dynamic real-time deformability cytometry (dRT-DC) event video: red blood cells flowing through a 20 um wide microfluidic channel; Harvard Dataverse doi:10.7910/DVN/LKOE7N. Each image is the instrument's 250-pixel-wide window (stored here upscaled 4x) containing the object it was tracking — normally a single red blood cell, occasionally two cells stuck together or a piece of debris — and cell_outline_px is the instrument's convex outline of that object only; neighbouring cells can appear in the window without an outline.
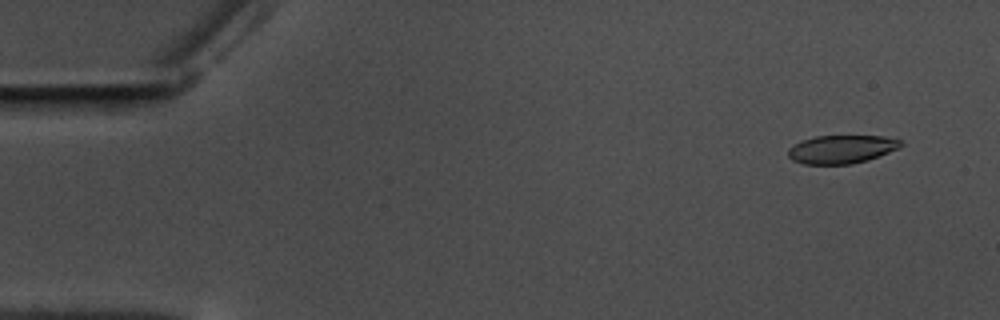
{"species": "common noctule bat (a hibernating species)", "species_latin": "Nyctalus noctula", "temperature_condition": "warm", "stored_images_in_passage": 58, "camera_frame_rate_fps": 3000, "um_per_image_px": 0.085, "animal": {"sex": "male", "body_mass_g": 17.5, "forearm_length_mm": 52.3}, "frame": {"image": 1, "passage_image": 4, "time_ms": 1.0, "image_size_px": [1000, 320], "cell_outline_px": [[904, 144], [900, 148], [868, 160], [852, 164], [804, 164], [792, 160], [788, 156], [788, 148], [804, 140], [816, 136], [884, 136], [900, 140]], "centroid_in_image_um": [71.56, 12.69], "position_along_channel_um": 13.4, "area_um2": 18.55}}
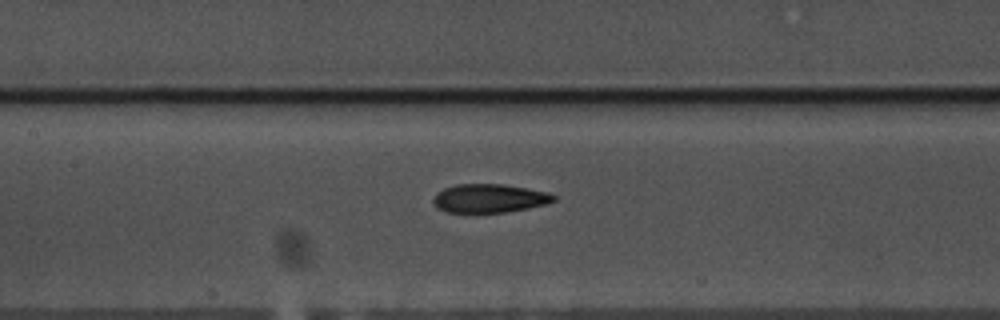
{"frame": {"image": 2, "passage_image": 27, "time_ms": 8.667, "image_size_px": [1000, 320], "cell_outline_px": [[556, 200], [544, 204], [528, 208], [504, 212], [468, 216], [448, 212], [436, 208], [432, 200], [436, 192], [444, 188], [456, 184], [504, 184], [548, 192], [556, 196]], "centroid_in_image_um": [41.51, 16.9], "position_along_channel_um": 165.9, "area_um2": 20.87}}
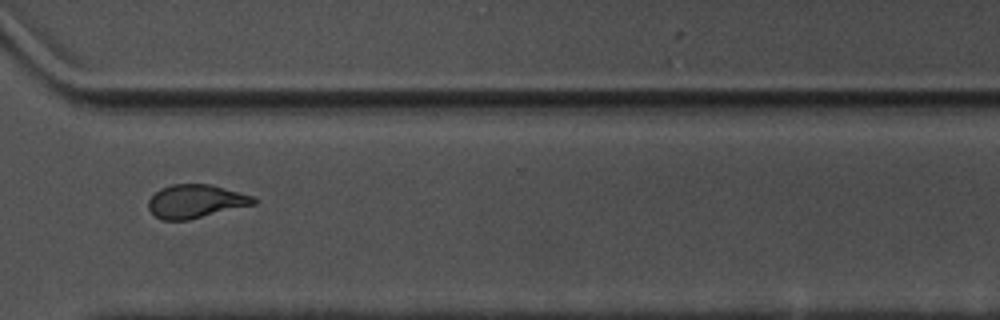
{"frame": {"image": 3, "passage_image": 43, "time_ms": 14.0, "image_size_px": [1000, 320], "cell_outline_px": [[256, 204], [188, 220], [160, 220], [148, 208], [148, 200], [160, 188], [172, 184], [212, 184], [252, 196], [256, 200]], "centroid_in_image_um": [16.62, 17.11], "position_along_channel_um": 354.0, "area_um2": 20.46}, "authors_computed_cell_mechanics": {"area_um2": 20.6346, "velocity_mm_per_s": 3.5261, "shape_relaxation_time_tau1_ms": 5.0457, "shape_relaxation_time_tau2_ms": 2.542, "deformation_change_tau1": 0.1823, "deformation_change_tau2": 0.1022}}